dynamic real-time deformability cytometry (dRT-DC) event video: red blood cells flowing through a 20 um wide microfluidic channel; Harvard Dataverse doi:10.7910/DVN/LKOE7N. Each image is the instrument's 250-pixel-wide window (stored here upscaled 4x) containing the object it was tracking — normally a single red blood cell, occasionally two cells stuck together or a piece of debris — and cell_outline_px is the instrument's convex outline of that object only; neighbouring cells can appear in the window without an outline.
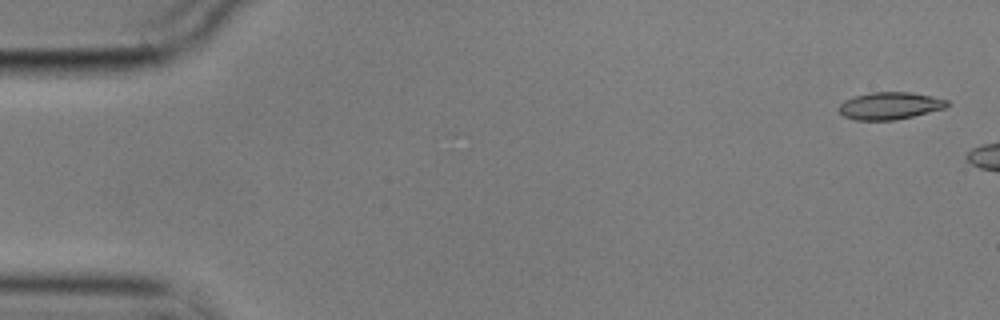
{"species": "common noctule bat (a hibernating species)", "species_latin": "Nyctalus noctula", "temperature_condition": "cold", "stored_images_in_passage": 8, "camera_frame_rate_fps": 3000, "um_per_image_px": 0.085, "animal": {"sex": "male", "body_mass_g": 17.9}, "frame": {"image": 1, "passage_image": 1, "time_ms": 0.0, "image_size_px": [1000, 320], "cell_outline_px": [[948, 104], [944, 108], [896, 120], [856, 120], [844, 116], [840, 112], [840, 104], [844, 100], [856, 96], [872, 92], [912, 92], [932, 96], [948, 100]], "centroid_in_image_um": [75.64, 8.98], "position_along_channel_um": 9.4, "area_um2": 16.99}}